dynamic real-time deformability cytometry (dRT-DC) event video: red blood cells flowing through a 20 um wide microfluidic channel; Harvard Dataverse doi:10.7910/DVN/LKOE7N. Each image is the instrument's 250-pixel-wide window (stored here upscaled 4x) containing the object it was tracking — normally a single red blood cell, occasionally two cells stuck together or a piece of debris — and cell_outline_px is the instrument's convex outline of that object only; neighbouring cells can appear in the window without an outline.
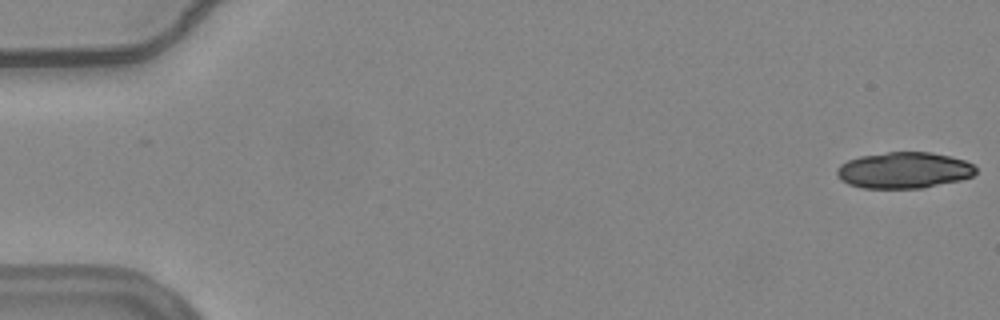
{"species": "common noctule bat (a hibernating species)", "species_latin": "Nyctalus noctula", "temperature_condition": "warm", "stored_images_in_passage": 21, "camera_frame_rate_fps": 3000, "um_per_image_px": 0.085, "animal": {"sex": "female", "body_mass_g": 24.6, "forearm_length_mm": 56.2}, "frame": {"image": 1, "passage_image": 1, "time_ms": 0.0, "image_size_px": [1000, 320], "cell_outline_px": [[976, 172], [972, 176], [960, 180], [924, 188], [864, 188], [848, 184], [840, 180], [836, 176], [836, 168], [840, 164], [848, 160], [860, 156], [888, 152], [932, 152], [964, 160], [972, 164], [976, 168]], "centroid_in_image_um": [76.8, 14.47], "position_along_channel_um": 8.2, "area_um2": 29.42}}